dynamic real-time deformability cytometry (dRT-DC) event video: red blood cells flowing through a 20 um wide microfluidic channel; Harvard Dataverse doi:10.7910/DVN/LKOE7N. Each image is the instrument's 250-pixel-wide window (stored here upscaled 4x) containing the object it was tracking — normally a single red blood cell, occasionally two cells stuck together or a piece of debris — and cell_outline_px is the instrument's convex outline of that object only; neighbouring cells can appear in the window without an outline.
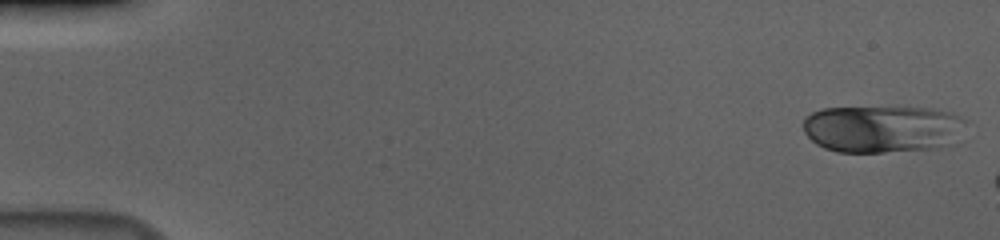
{"species": "human", "species_latin": "Homo sapiens", "temperature_condition": "cold", "stored_images_in_passage": 9, "camera_frame_rate_fps": 3000, "um_per_image_px": 0.085, "donor": {"sex": "male"}, "frame": {"image": 1, "passage_image": 1, "time_ms": 0.0, "image_size_px": [1000, 240], "cell_outline_px": [[968, 120], [948, 144], [936, 148], [884, 152], [836, 152], [824, 148], [816, 144], [804, 132], [804, 116], [820, 108], [932, 108], [952, 112]], "centroid_in_image_um": [74.94, 10.95], "position_along_channel_um": 10.1, "area_um2": 44.56}}